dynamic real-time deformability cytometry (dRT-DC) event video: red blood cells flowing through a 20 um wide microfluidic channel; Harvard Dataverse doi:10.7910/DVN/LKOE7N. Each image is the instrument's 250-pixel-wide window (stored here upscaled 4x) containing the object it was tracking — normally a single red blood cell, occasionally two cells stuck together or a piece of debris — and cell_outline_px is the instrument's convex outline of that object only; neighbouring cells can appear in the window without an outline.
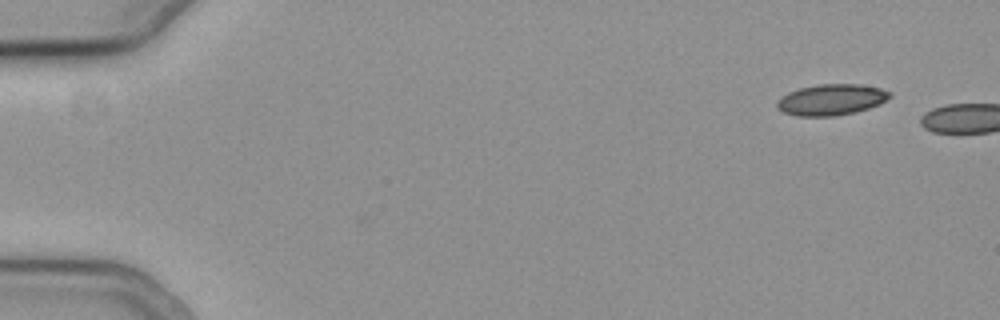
{"species": "common noctule bat (a hibernating species)", "species_latin": "Nyctalus noctula", "temperature_condition": "cold", "stored_images_in_passage": 9, "camera_frame_rate_fps": 3000, "um_per_image_px": 0.085, "animal": {"sex": "female", "body_mass_g": 19.3, "forearm_length_mm": 54.1}, "frame": {"image": 1, "passage_image": 9, "time_ms": 2.667, "image_size_px": [1000, 320], "cell_outline_px": [[892, 96], [880, 104], [868, 108], [852, 112], [832, 116], [800, 116], [784, 112], [776, 108], [776, 100], [780, 96], [788, 92], [800, 88], [820, 84], [860, 84], [880, 88], [892, 92]], "centroid_in_image_um": [70.65, 8.46], "position_along_channel_um": 14.4, "area_um2": 20.4}}